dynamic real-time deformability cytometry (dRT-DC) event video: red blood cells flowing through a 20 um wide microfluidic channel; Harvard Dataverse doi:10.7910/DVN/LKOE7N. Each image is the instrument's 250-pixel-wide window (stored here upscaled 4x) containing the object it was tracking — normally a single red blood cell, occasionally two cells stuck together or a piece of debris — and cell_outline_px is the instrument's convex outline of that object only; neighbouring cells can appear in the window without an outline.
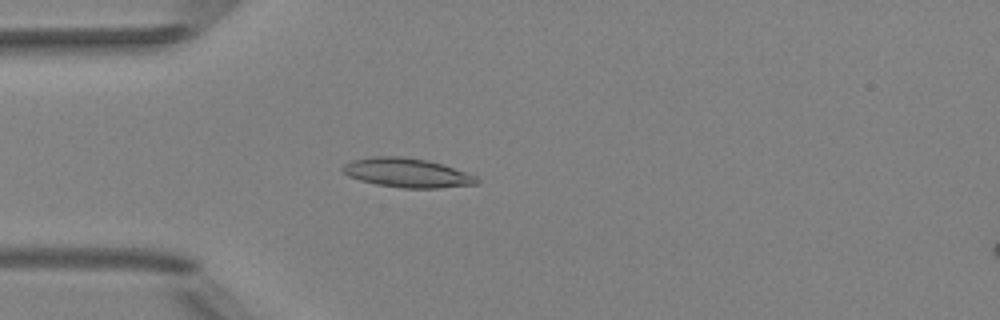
{"species": "Egyptian fruit bat (a non-hibernating species)", "species_latin": "Rousettus aegyptiacus", "temperature_condition": "room temperature", "stored_images_in_passage": 2, "camera_frame_rate_fps": 3000, "um_per_image_px": 0.085, "animal": {"sex": "female"}, "frame": {"image": 1, "passage_image": 2, "time_ms": 1.333, "image_size_px": [1000, 320], "cell_outline_px": [[480, 184], [436, 188], [404, 188], [376, 184], [360, 180], [348, 176], [340, 168], [344, 164], [352, 160], [372, 156], [404, 156], [428, 160], [476, 176], [480, 180]], "centroid_in_image_um": [34.58, 14.68], "position_along_channel_um": 50.4, "area_um2": 22.77}}